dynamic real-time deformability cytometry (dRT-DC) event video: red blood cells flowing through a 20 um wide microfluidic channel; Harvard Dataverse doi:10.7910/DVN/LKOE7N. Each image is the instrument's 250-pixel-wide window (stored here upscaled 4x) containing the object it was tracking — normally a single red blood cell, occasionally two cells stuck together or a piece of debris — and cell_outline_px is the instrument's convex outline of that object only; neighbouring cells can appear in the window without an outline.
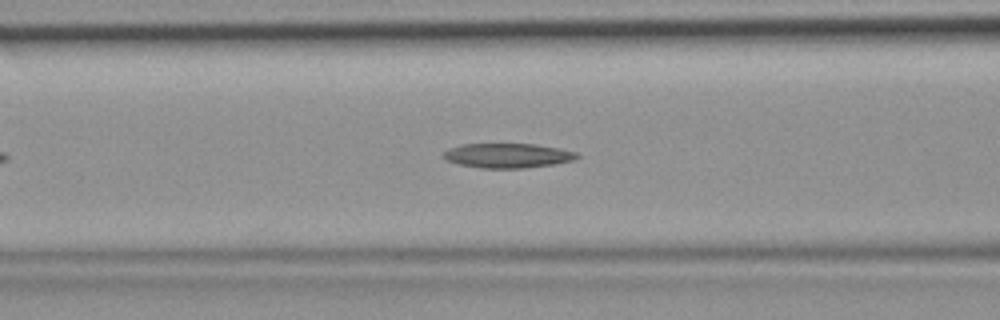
{"species": "common noctule bat (a hibernating species)", "species_latin": "Nyctalus noctula", "temperature_condition": "room temperature", "stored_images_in_passage": 33, "camera_frame_rate_fps": 3000, "um_per_image_px": 0.085, "animal": {"sex": "female", "body_mass_g": 19.9}, "frame": {"image": 1, "passage_image": 10, "time_ms": 3.0, "image_size_px": [1000, 320], "cell_outline_px": [[580, 156], [572, 160], [556, 164], [524, 168], [480, 168], [460, 164], [448, 160], [440, 156], [448, 148], [460, 144], [536, 144], [560, 148], [576, 152]], "centroid_in_image_um": [43.14, 13.22], "position_along_channel_um": 123.5, "area_um2": 19.19}}
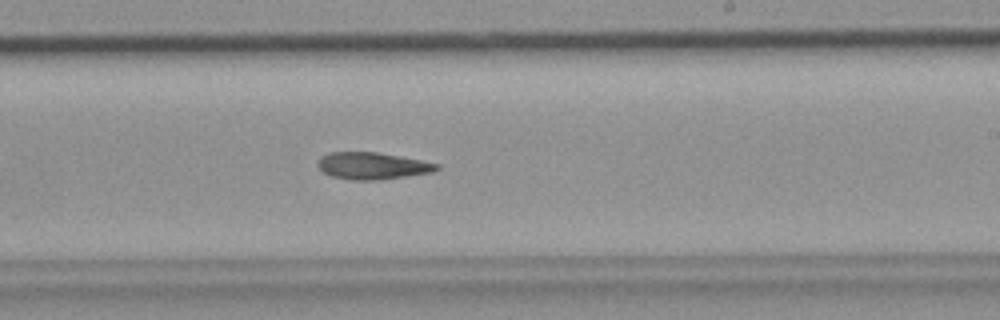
{"frame": {"image": 2, "passage_image": 19, "time_ms": 6.0, "image_size_px": [1000, 320], "cell_outline_px": [[440, 168], [432, 172], [380, 180], [352, 180], [332, 176], [324, 172], [316, 164], [320, 156], [328, 152], [376, 152], [424, 160], [440, 164]], "centroid_in_image_um": [31.66, 14.09], "position_along_channel_um": 257.3, "area_um2": 18.79}}